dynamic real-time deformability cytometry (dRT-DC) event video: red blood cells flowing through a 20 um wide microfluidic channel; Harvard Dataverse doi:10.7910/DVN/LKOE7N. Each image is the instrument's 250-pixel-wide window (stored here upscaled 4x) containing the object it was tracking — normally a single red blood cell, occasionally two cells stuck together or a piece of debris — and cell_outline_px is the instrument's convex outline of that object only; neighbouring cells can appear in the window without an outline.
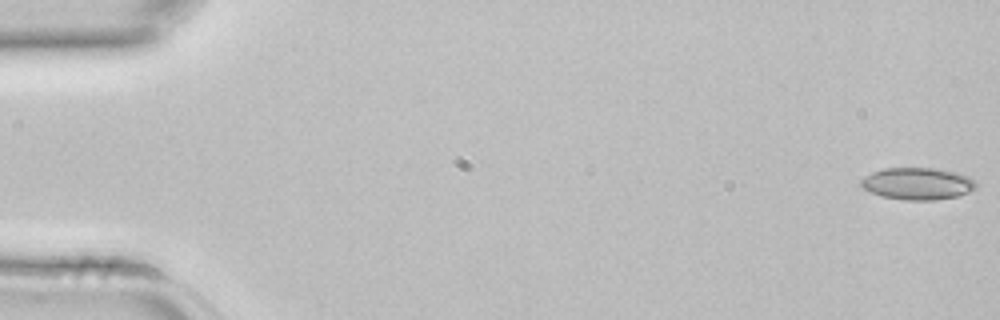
{"species": "common noctule bat (a hibernating species)", "species_latin": "Nyctalus noctula", "temperature_condition": "room temperature", "stored_images_in_passage": 3, "camera_frame_rate_fps": 3000, "um_per_image_px": 0.085, "animal": {"sex": "female", "body_mass_g": 22.7, "forearm_length_mm": 54.2}, "frame": {"image": 1, "passage_image": 1, "time_ms": 0.0, "image_size_px": [1000, 320], "cell_outline_px": [[976, 188], [968, 192], [956, 196], [936, 200], [904, 200], [880, 196], [864, 188], [860, 184], [860, 180], [864, 176], [872, 172], [884, 168], [936, 168], [956, 172], [968, 176], [976, 184]], "centroid_in_image_um": [77.97, 15.6], "position_along_channel_um": 7.0, "area_um2": 21.44}}
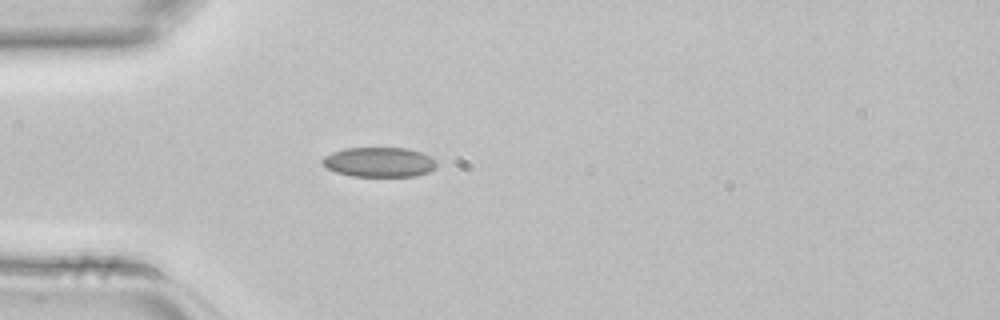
{"frame": {"image": 2, "passage_image": 3, "time_ms": 0.667, "image_size_px": [1000, 320], "cell_outline_px": [[436, 168], [428, 172], [416, 176], [352, 176], [336, 172], [320, 164], [320, 160], [324, 156], [332, 152], [344, 148], [408, 148], [432, 156], [436, 160]], "centroid_in_image_um": [32.22, 13.77], "position_along_channel_um": 52.8, "area_um2": 20.0}}